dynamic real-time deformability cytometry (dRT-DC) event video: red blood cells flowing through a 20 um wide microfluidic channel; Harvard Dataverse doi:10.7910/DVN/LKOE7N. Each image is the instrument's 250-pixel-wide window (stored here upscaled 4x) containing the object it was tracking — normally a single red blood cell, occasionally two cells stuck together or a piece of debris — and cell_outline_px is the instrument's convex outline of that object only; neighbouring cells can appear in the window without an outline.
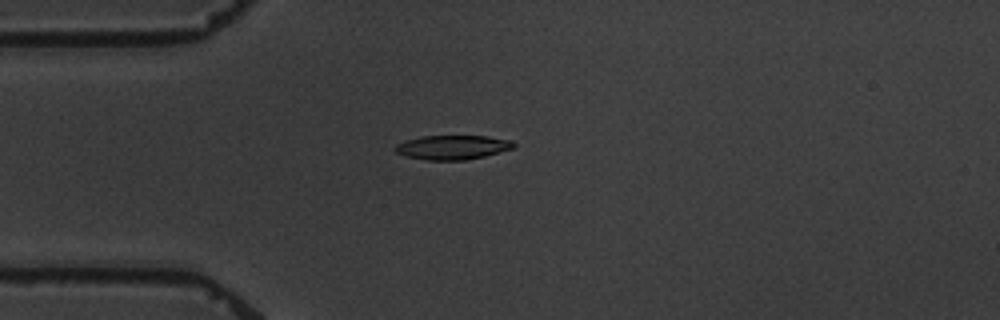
{"species": "common noctule bat (a hibernating species)", "species_latin": "Nyctalus noctula", "temperature_condition": "warm", "stored_images_in_passage": 9, "camera_frame_rate_fps": 3000, "um_per_image_px": 0.085, "animal": {"sex": "male", "body_mass_g": 19.5, "forearm_length_mm": 54.6}, "frame": {"image": 1, "passage_image": 4, "time_ms": 3.667, "image_size_px": [1000, 320], "cell_outline_px": [[516, 144], [512, 148], [484, 156], [464, 160], [424, 160], [408, 156], [396, 152], [392, 148], [396, 144], [404, 140], [424, 136], [488, 136], [512, 140]], "centroid_in_image_um": [38.43, 12.51], "position_along_channel_um": 46.6, "area_um2": 16.7}}
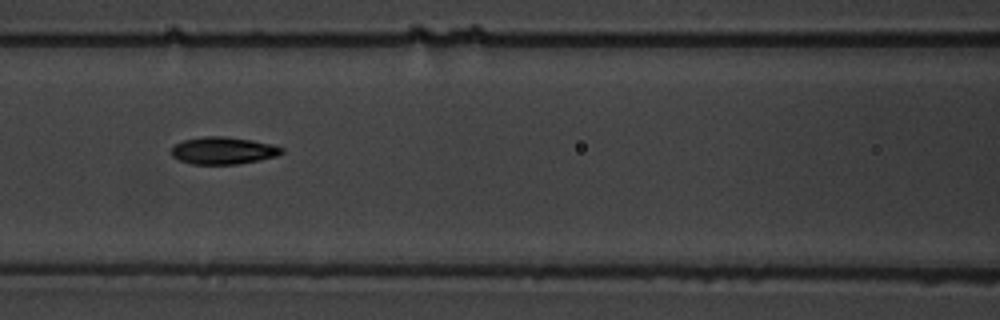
{"frame": {"image": 2, "passage_image": 7, "time_ms": 7.0, "image_size_px": [1000, 320], "cell_outline_px": [[284, 152], [276, 156], [260, 160], [236, 164], [192, 164], [180, 160], [172, 156], [172, 148], [176, 144], [184, 140], [204, 136], [224, 136], [252, 140], [272, 144], [284, 148]], "centroid_in_image_um": [19.0, 12.8], "position_along_channel_um": 147.6, "area_um2": 17.46}}
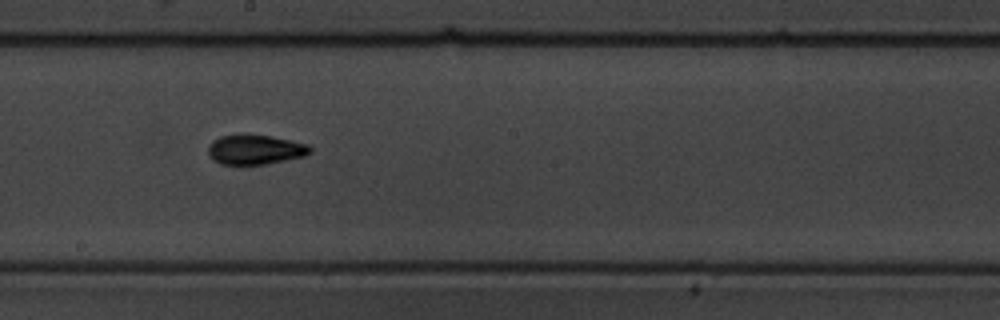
{"frame": {"image": 3, "passage_image": 9, "time_ms": 9.333, "image_size_px": [1000, 320], "cell_outline_px": [[312, 152], [304, 156], [264, 164], [220, 164], [212, 160], [208, 152], [208, 144], [212, 140], [220, 136], [236, 132], [240, 132], [272, 136], [308, 144], [312, 148]], "centroid_in_image_um": [21.64, 12.67], "position_along_channel_um": 226.6, "area_um2": 18.15}}